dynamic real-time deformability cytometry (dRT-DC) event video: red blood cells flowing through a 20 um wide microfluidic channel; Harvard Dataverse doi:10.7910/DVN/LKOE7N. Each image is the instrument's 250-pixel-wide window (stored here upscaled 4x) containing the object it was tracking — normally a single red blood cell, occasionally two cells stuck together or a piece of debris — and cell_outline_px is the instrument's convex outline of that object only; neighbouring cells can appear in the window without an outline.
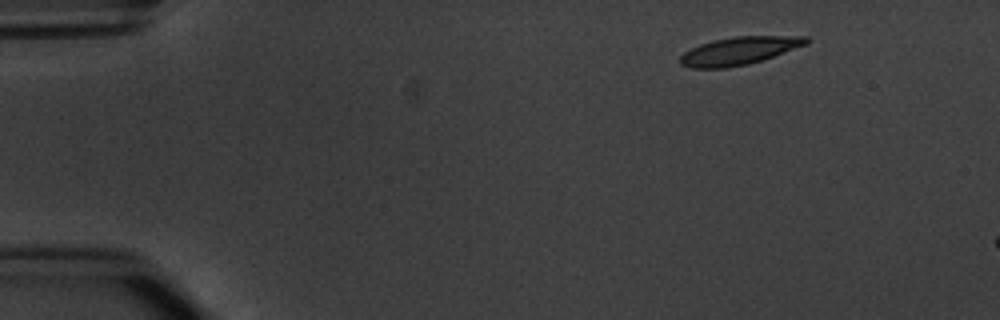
{"species": "common noctule bat (a hibernating species)", "species_latin": "Nyctalus noctula", "temperature_condition": "warm", "stored_images_in_passage": 2, "camera_frame_rate_fps": 3000, "um_per_image_px": 0.085, "animal": {"sex": "male", "body_mass_g": 20.1, "forearm_length_mm": 53.5}, "frame": {"image": 1, "passage_image": 1, "time_ms": 0.0, "image_size_px": [1000, 320], "cell_outline_px": [[808, 44], [748, 64], [728, 68], [692, 68], [680, 64], [680, 56], [684, 52], [700, 44], [712, 40], [736, 36], [808, 36]], "centroid_in_image_um": [62.8, 4.31], "position_along_channel_um": 22.2, "area_um2": 20.29}}